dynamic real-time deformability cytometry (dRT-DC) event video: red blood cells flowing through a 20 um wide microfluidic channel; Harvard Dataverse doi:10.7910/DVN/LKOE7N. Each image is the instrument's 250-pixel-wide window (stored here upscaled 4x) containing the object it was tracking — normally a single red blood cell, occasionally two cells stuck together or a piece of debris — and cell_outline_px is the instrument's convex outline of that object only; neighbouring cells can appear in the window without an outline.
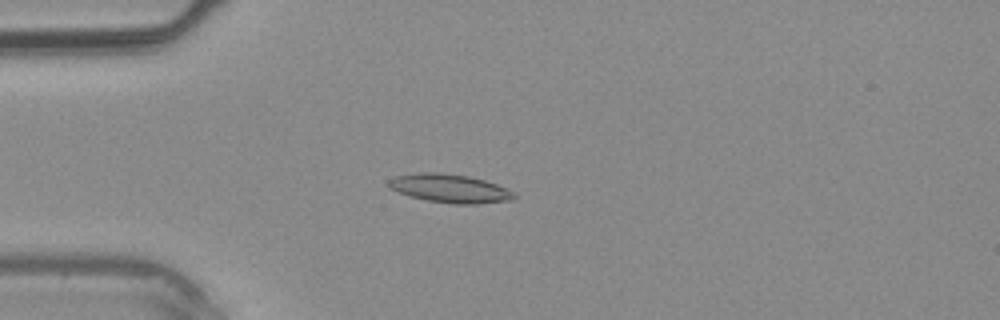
{"species": "common noctule bat (a hibernating species)", "species_latin": "Nyctalus noctula", "temperature_condition": "warm", "stored_images_in_passage": 36, "camera_frame_rate_fps": 3000, "um_per_image_px": 0.085, "animal": {"sex": "male", "body_mass_g": 20.4}, "frame": {"image": 1, "passage_image": 7, "time_ms": 2.0, "image_size_px": [1000, 320], "cell_outline_px": [[516, 196], [512, 200], [476, 204], [456, 204], [428, 200], [408, 196], [392, 188], [388, 184], [388, 180], [392, 176], [420, 172], [440, 172], [468, 176], [484, 180], [496, 184], [512, 192]], "centroid_in_image_um": [38.2, 16.0], "position_along_channel_um": 46.8, "area_um2": 20.69}}
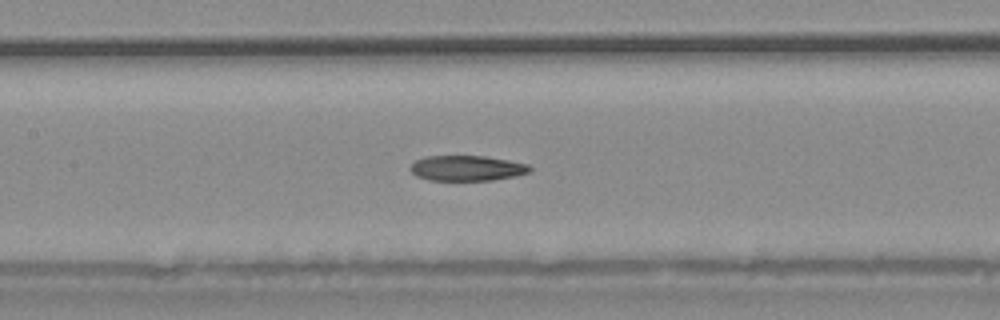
{"frame": {"image": 2, "passage_image": 15, "time_ms": 4.667, "image_size_px": [1000, 320], "cell_outline_px": [[532, 172], [516, 176], [492, 180], [428, 180], [416, 176], [408, 168], [416, 160], [424, 156], [484, 156], [508, 160], [528, 164], [532, 168]], "centroid_in_image_um": [39.7, 14.29], "position_along_channel_um": 167.7, "area_um2": 17.74}}
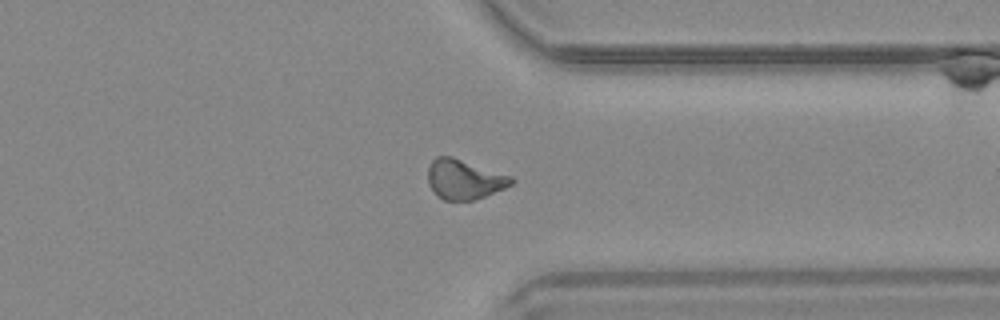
{"frame": {"image": 3, "passage_image": 27, "time_ms": 8.667, "image_size_px": [1000, 320], "cell_outline_px": [[516, 180], [512, 184], [504, 188], [484, 196], [472, 200], [444, 200], [436, 196], [428, 184], [428, 168], [432, 160], [436, 156], [452, 156], [512, 176]], "centroid_in_image_um": [39.44, 15.24], "position_along_channel_um": 372.0, "area_um2": 19.36}}